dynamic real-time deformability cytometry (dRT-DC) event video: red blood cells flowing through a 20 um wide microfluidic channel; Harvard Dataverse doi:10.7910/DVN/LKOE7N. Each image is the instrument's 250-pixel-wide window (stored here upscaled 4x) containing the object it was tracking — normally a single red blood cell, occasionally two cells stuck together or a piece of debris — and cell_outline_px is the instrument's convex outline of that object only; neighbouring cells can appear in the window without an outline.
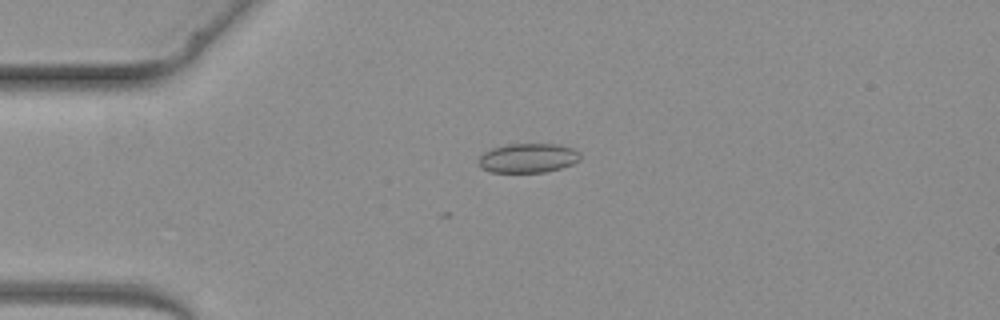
{"species": "common noctule bat (a hibernating species)", "species_latin": "Nyctalus noctula", "temperature_condition": "warm", "stored_images_in_passage": 3, "camera_frame_rate_fps": 3000, "um_per_image_px": 0.085, "animal": {"sex": "female", "body_mass_g": 19.3, "forearm_length_mm": 54.1}, "frame": {"image": 1, "passage_image": 3, "time_ms": 2.667, "image_size_px": [1000, 320], "cell_outline_px": [[580, 160], [572, 164], [560, 168], [544, 172], [488, 172], [480, 168], [476, 160], [484, 152], [492, 148], [508, 144], [556, 144], [572, 148], [580, 152]], "centroid_in_image_um": [44.84, 13.44], "position_along_channel_um": 40.2, "area_um2": 17.51}}